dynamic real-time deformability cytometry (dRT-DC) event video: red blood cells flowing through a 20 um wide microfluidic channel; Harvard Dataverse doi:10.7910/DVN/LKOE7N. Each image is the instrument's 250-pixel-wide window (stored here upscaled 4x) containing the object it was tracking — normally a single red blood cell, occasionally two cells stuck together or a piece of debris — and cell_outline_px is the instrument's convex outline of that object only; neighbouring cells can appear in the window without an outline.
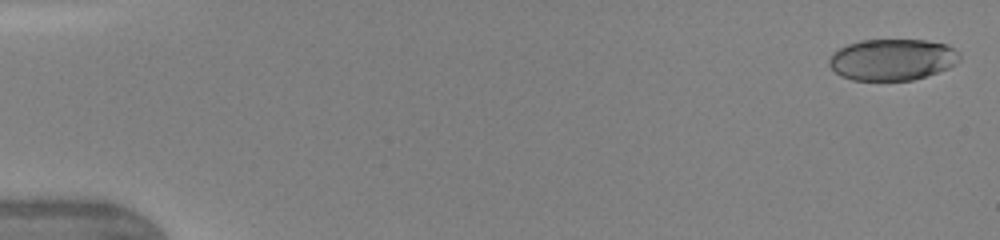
{"species": "human", "species_latin": "Homo sapiens", "temperature_condition": "warm", "stored_images_in_passage": 71, "camera_frame_rate_fps": 3000, "um_per_image_px": 0.085, "donor": {"sex": "female"}, "frame": {"image": 1, "passage_image": 1, "time_ms": 0.0, "image_size_px": [1000, 240], "cell_outline_px": [[960, 60], [956, 64], [948, 68], [912, 80], [852, 80], [840, 76], [828, 64], [828, 60], [832, 52], [848, 44], [860, 40], [924, 40], [948, 44], [956, 48], [960, 52]], "centroid_in_image_um": [75.85, 5.05], "position_along_channel_um": 9.1, "area_um2": 31.67}}
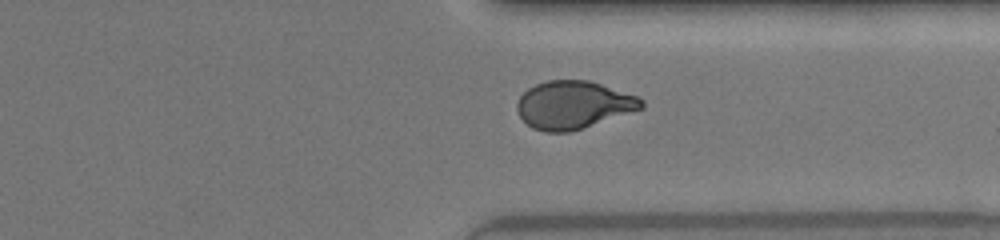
{"frame": {"image": 2, "passage_image": 57, "time_ms": 11.667, "image_size_px": [1000, 240], "cell_outline_px": [[644, 108], [568, 132], [544, 132], [532, 128], [520, 116], [516, 108], [516, 104], [520, 96], [528, 88], [536, 84], [548, 80], [588, 80], [640, 96], [644, 100]], "centroid_in_image_um": [48.75, 8.9], "position_along_channel_um": 362.7, "area_um2": 34.56}}
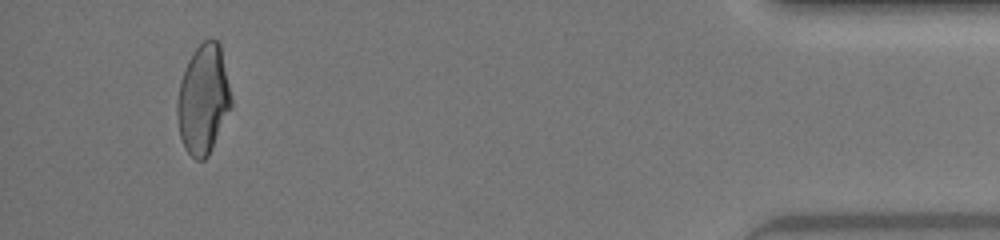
{"frame": {"image": 3, "passage_image": 69, "time_ms": 14.333, "image_size_px": [1000, 240], "cell_outline_px": [[232, 104], [212, 148], [208, 156], [204, 160], [196, 160], [184, 148], [180, 136], [176, 116], [176, 104], [180, 80], [188, 60], [196, 48], [204, 40], [216, 40], [220, 44], [232, 96]], "centroid_in_image_um": [17.26, 8.45], "position_along_channel_um": 417.9, "area_um2": 34.39}, "authors_computed_cell_mechanics": {"area_um2": 34.7378, "velocity_mm_per_s": 4.3626, "shape_relaxation_time_tau1_ms": 4.6378, "shape_relaxation_time_tau2_ms": 0.7738, "deformation_change_tau1": 0.1748, "deformation_change_tau2": 0.0657}}